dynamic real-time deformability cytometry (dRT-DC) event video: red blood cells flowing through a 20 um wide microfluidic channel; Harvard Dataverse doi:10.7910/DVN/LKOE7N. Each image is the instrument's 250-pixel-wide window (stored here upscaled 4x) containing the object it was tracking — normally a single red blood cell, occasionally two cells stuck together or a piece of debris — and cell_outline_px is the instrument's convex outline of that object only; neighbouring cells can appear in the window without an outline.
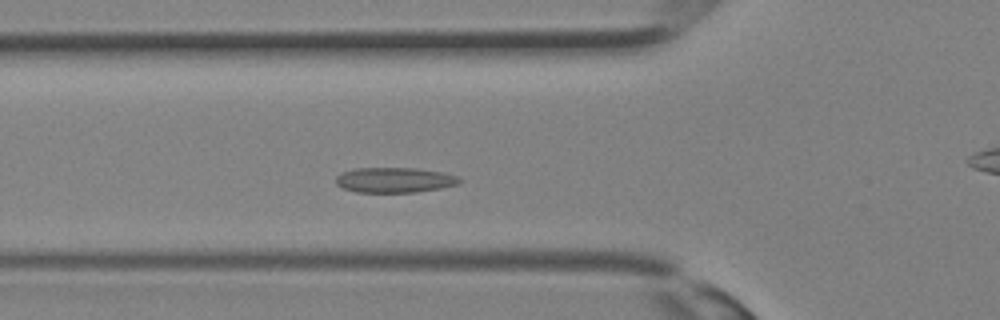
{"species": "Egyptian fruit bat (a non-hibernating species)", "species_latin": "Rousettus aegyptiacus", "temperature_condition": "room temperature", "stored_images_in_passage": 30, "camera_frame_rate_fps": 3000, "um_per_image_px": 0.085, "animal": {"sex": "female"}, "frame": {"image": 1, "passage_image": 8, "time_ms": 2.333, "image_size_px": [1000, 320], "cell_outline_px": [[464, 180], [460, 184], [440, 188], [416, 192], [356, 192], [344, 188], [336, 184], [336, 176], [340, 172], [356, 168], [416, 168], [440, 172], [456, 176]], "centroid_in_image_um": [33.53, 15.3], "position_along_channel_um": 92.3, "area_um2": 18.15}}
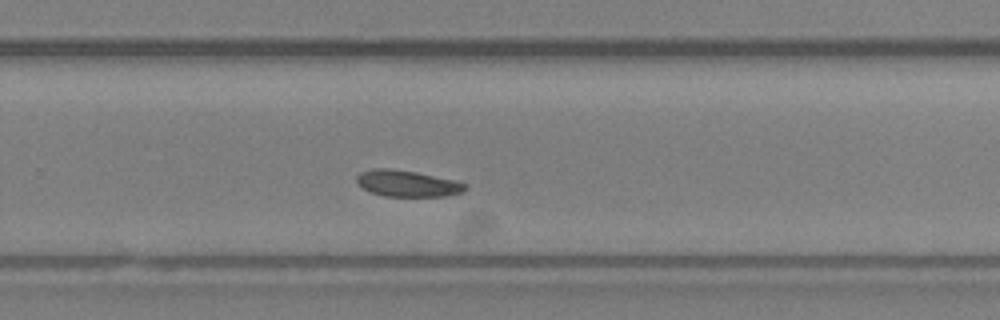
{"frame": {"image": 2, "passage_image": 18, "time_ms": 5.667, "image_size_px": [1000, 320], "cell_outline_px": [[468, 188], [464, 192], [448, 196], [384, 196], [372, 192], [364, 188], [356, 180], [356, 176], [360, 172], [372, 168], [388, 168], [416, 172], [452, 180], [468, 184]], "centroid_in_image_um": [34.65, 15.59], "position_along_channel_um": 295.2, "area_um2": 16.59}}
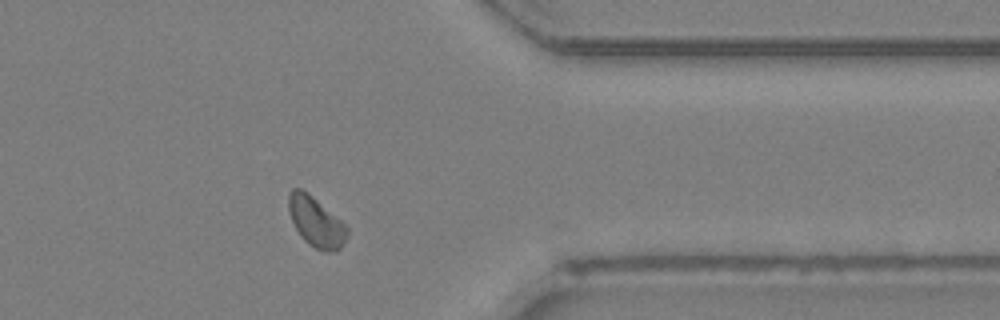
{"frame": {"image": 3, "passage_image": 23, "time_ms": 7.333, "image_size_px": [1000, 320], "cell_outline_px": [[348, 236], [340, 248], [336, 252], [328, 252], [316, 248], [308, 244], [304, 240], [296, 228], [292, 220], [288, 208], [288, 192], [292, 188], [300, 188], [308, 192], [340, 220], [348, 228]], "centroid_in_image_um": [26.85, 18.85], "position_along_channel_um": 384.5, "area_um2": 16.94}}